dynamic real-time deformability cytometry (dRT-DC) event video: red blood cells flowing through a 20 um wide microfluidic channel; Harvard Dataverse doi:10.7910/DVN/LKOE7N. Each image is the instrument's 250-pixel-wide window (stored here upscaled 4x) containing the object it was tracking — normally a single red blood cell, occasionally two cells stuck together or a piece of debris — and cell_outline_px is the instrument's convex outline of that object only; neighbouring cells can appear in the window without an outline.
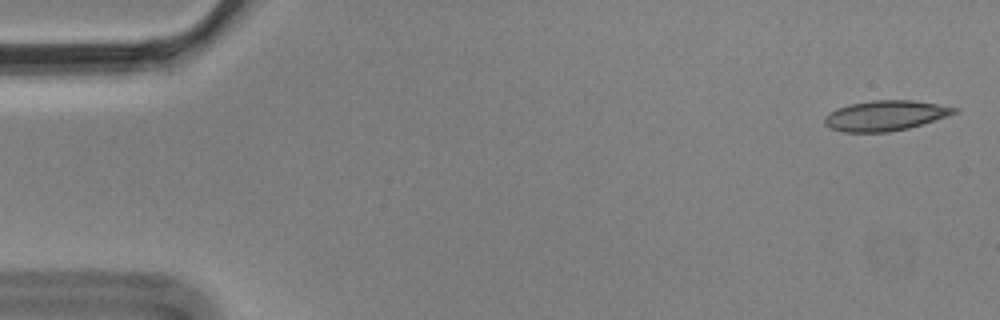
{"species": "Egyptian fruit bat (a non-hibernating species)", "species_latin": "Rousettus aegyptiacus", "temperature_condition": "cold", "stored_images_in_passage": 4, "camera_frame_rate_fps": 3000, "um_per_image_px": 0.085, "animal": {"sex": "male"}, "frame": {"image": 1, "passage_image": 1, "time_ms": 0.0, "image_size_px": [1000, 320], "cell_outline_px": [[960, 108], [956, 112], [948, 116], [908, 128], [888, 132], [844, 132], [832, 128], [824, 124], [824, 116], [828, 112], [836, 108], [848, 104], [872, 100], [912, 100]], "centroid_in_image_um": [75.21, 9.82], "position_along_channel_um": 9.8, "area_um2": 22.83}}